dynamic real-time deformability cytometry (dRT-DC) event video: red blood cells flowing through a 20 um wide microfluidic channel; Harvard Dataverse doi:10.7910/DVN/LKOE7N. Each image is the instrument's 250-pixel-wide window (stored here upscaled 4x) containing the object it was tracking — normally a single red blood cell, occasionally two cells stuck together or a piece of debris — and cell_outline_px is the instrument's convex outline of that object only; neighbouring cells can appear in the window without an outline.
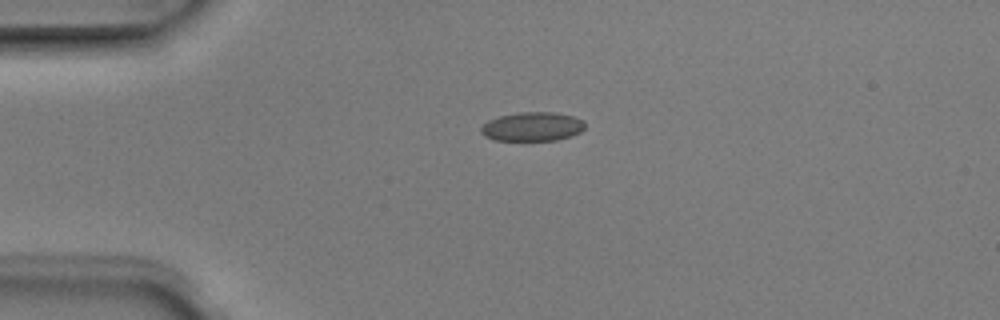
{"species": "Egyptian fruit bat (a non-hibernating species)", "species_latin": "Rousettus aegyptiacus", "temperature_condition": "room temperature", "stored_images_in_passage": 6, "camera_frame_rate_fps": 3000, "um_per_image_px": 0.085, "animal": {"sex": "male"}, "frame": {"image": 1, "passage_image": 5, "time_ms": 1.333, "image_size_px": [1000, 320], "cell_outline_px": [[584, 128], [580, 132], [572, 136], [556, 140], [496, 140], [484, 136], [480, 132], [480, 128], [488, 120], [500, 116], [520, 112], [556, 112], [572, 116], [584, 120]], "centroid_in_image_um": [45.25, 10.76], "position_along_channel_um": 39.7, "area_um2": 17.57}}